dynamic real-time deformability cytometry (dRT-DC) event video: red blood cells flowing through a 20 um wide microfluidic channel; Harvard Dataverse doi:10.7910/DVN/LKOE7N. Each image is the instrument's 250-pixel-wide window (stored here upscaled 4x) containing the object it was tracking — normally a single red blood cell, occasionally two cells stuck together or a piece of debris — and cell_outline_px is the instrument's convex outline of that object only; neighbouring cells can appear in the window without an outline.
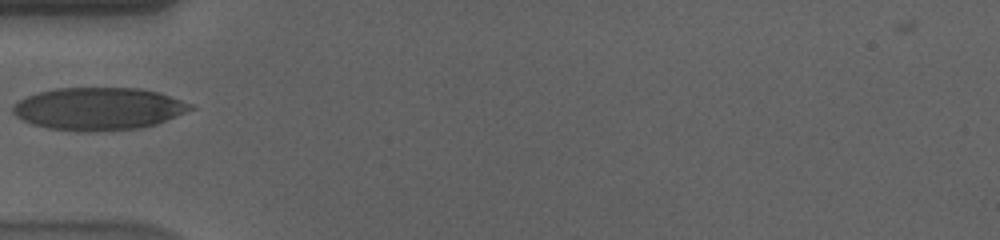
{"species": "human", "species_latin": "Homo sapiens", "temperature_condition": "cold", "stored_images_in_passage": 6, "camera_frame_rate_fps": 3000, "um_per_image_px": 0.085, "donor": {"sex": "male"}, "frame": {"image": 1, "passage_image": 1, "time_ms": 0.0, "image_size_px": [1000, 240], "cell_outline_px": [[196, 108], [156, 124], [144, 128], [96, 132], [76, 132], [48, 128], [32, 124], [16, 116], [12, 112], [12, 104], [28, 96], [40, 92], [56, 88], [140, 88], [160, 92], [192, 104]], "centroid_in_image_um": [8.39, 9.26], "position_along_channel_um": 76.6, "area_um2": 44.39}}